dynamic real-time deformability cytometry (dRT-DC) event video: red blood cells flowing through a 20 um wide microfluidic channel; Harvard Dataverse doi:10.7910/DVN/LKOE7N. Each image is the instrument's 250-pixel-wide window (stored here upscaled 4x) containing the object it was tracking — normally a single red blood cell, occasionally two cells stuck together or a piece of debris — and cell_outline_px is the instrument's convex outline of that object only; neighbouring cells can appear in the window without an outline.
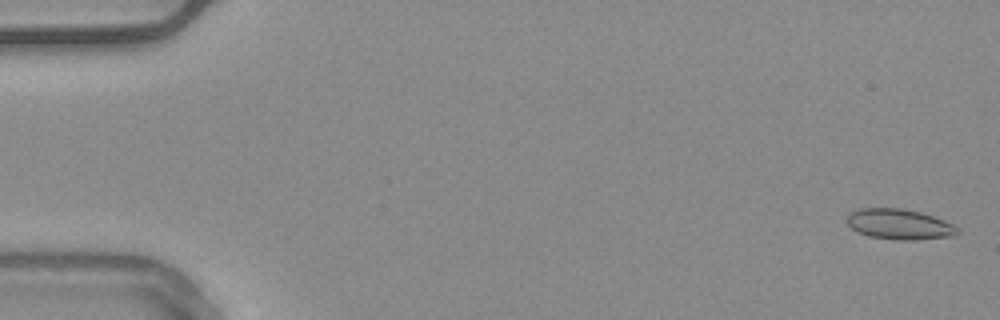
{"species": "common noctule bat (a hibernating species)", "species_latin": "Nyctalus noctula", "temperature_condition": "warm", "stored_images_in_passage": 56, "camera_frame_rate_fps": 3000, "um_per_image_px": 0.085, "animal": {"sex": "male", "body_mass_g": 20.4}, "frame": {"image": 1, "passage_image": 2, "time_ms": 0.333, "image_size_px": [1000, 320], "cell_outline_px": [[960, 232], [952, 236], [916, 240], [896, 240], [868, 236], [856, 232], [848, 224], [848, 216], [852, 212], [860, 208], [900, 208], [920, 212], [944, 220], [960, 228]], "centroid_in_image_um": [76.46, 19.07], "position_along_channel_um": 8.5, "area_um2": 19.59}}
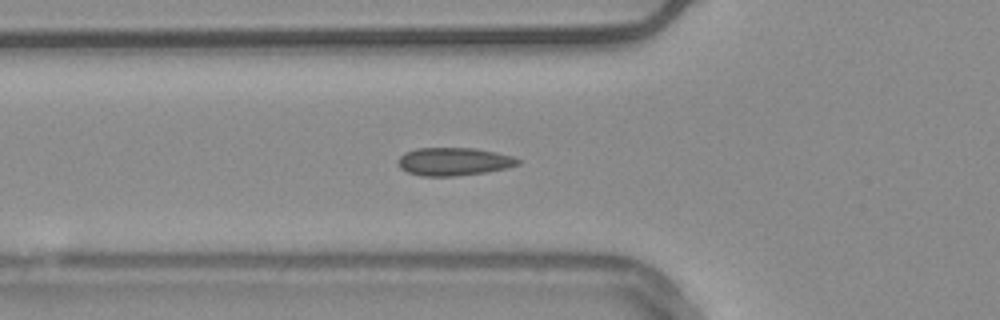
{"frame": {"image": 2, "passage_image": 20, "time_ms": 6.333, "image_size_px": [1000, 320], "cell_outline_px": [[520, 164], [504, 168], [484, 172], [456, 176], [420, 176], [408, 172], [400, 168], [400, 156], [404, 152], [416, 148], [472, 148], [496, 152], [512, 156], [520, 160]], "centroid_in_image_um": [38.56, 13.73], "position_along_channel_um": 87.2, "area_um2": 19.36}}
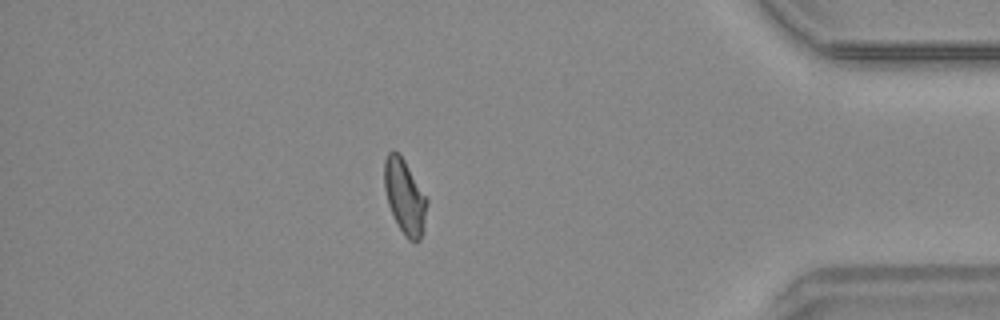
{"frame": {"image": 3, "passage_image": 48, "time_ms": 15.667, "image_size_px": [1000, 320], "cell_outline_px": [[428, 200], [424, 228], [420, 240], [416, 244], [408, 240], [404, 236], [388, 204], [384, 188], [384, 160], [388, 152], [400, 152]], "centroid_in_image_um": [34.41, 16.73], "position_along_channel_um": 400.8, "area_um2": 18.61}, "authors_computed_cell_mechanics": {"area_um2": 18.7272, "velocity_mm_per_s": 3.747, "shape_relaxation_time_tau1_ms": null, "shape_relaxation_time_tau2_ms": 1.5101, "deformation_change_tau1": null, "deformation_change_tau2": 0.0504}}